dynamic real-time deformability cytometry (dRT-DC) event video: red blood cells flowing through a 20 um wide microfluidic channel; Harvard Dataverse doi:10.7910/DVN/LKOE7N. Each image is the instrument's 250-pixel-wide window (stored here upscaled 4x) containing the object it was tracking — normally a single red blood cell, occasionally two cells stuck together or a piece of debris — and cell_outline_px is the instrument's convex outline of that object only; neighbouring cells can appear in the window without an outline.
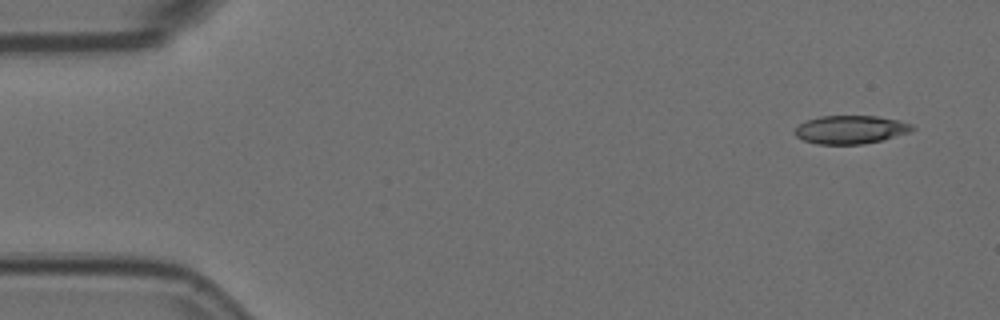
{"species": "Egyptian fruit bat (a non-hibernating species)", "species_latin": "Rousettus aegyptiacus", "temperature_condition": "room temperature", "stored_images_in_passage": 3, "camera_frame_rate_fps": 3000, "um_per_image_px": 0.085, "animal": {"sex": "female"}, "frame": {"image": 1, "passage_image": 1, "time_ms": 0.0, "image_size_px": [1000, 320], "cell_outline_px": [[916, 128], [908, 132], [880, 140], [860, 144], [816, 144], [804, 140], [796, 136], [796, 128], [800, 124], [808, 120], [820, 116], [876, 116], [900, 120], [912, 124]], "centroid_in_image_um": [72.31, 11.01], "position_along_channel_um": 12.7, "area_um2": 19.07}}